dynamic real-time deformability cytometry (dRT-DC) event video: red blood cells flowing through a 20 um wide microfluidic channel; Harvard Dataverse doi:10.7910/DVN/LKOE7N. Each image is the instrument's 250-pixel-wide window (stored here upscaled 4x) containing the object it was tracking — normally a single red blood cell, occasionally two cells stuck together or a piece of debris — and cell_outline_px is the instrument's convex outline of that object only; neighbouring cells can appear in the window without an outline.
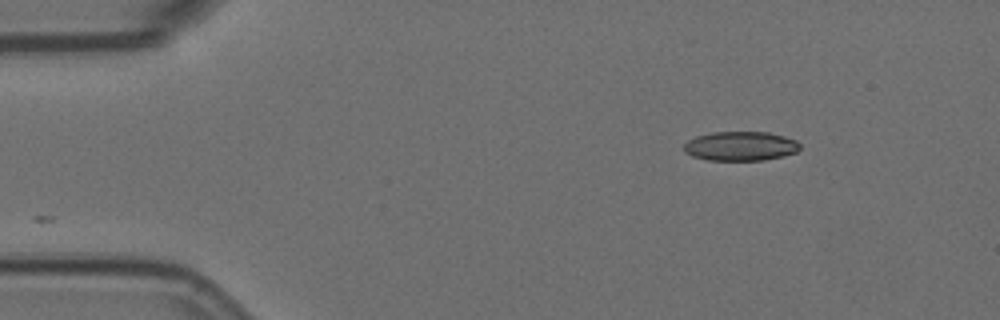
{"species": "Egyptian fruit bat (a non-hibernating species)", "species_latin": "Rousettus aegyptiacus", "temperature_condition": "room temperature", "stored_images_in_passage": 51, "segment_of_instrument_passage": [1, 2], "camera_frame_rate_fps": 3000, "um_per_image_px": 0.085, "animal": {"sex": "female"}, "frame": {"image": 1, "passage_image": 1, "time_ms": 0.0, "image_size_px": [1000, 320], "cell_outline_px": [[800, 148], [796, 152], [784, 156], [764, 160], [708, 160], [692, 156], [684, 152], [684, 144], [688, 140], [696, 136], [712, 132], [768, 132], [784, 136], [796, 140], [800, 144]], "centroid_in_image_um": [62.94, 12.42], "position_along_channel_um": 22.1, "area_um2": 19.88}}
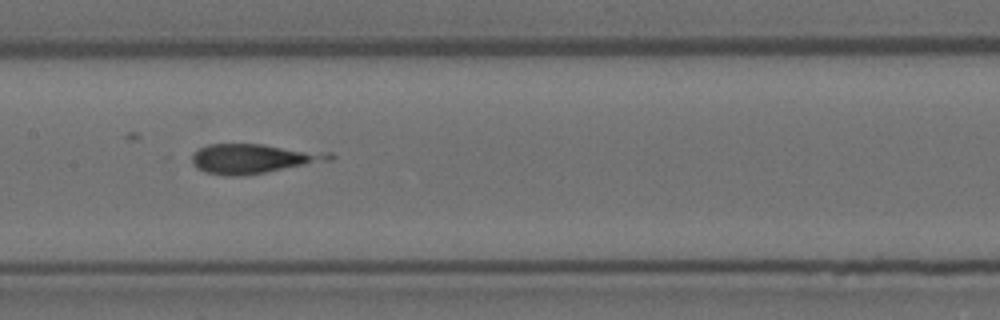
{"frame": {"image": 2, "passage_image": 21, "time_ms": 6.667, "image_size_px": [1000, 320], "cell_outline_px": [[336, 156], [332, 160], [264, 172], [240, 176], [224, 176], [204, 172], [196, 168], [192, 164], [192, 156], [200, 148], [208, 144], [264, 144], [332, 152]], "centroid_in_image_um": [21.56, 13.47], "position_along_channel_um": 185.8, "area_um2": 23.76}}
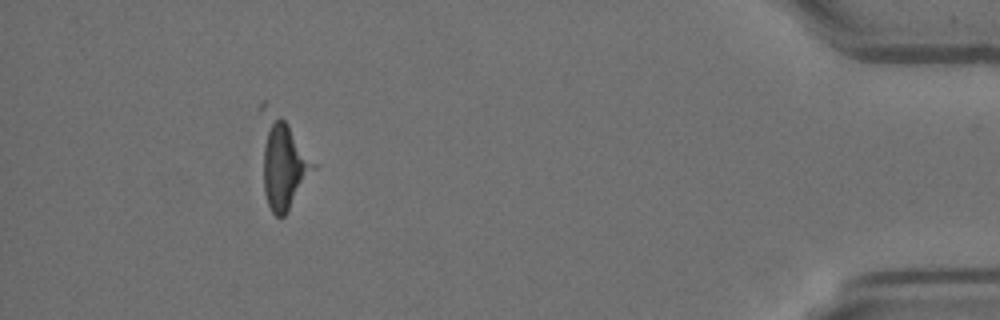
{"frame": {"image": 3, "passage_image": 45, "time_ms": 14.667, "image_size_px": [1000, 320], "cell_outline_px": [[316, 168], [284, 216], [276, 216], [272, 212], [268, 204], [264, 192], [264, 148], [272, 116], [284, 120], [288, 124], [316, 164]], "centroid_in_image_um": [24.2, 14.18], "position_along_channel_um": 411.0, "area_um2": 24.28}}